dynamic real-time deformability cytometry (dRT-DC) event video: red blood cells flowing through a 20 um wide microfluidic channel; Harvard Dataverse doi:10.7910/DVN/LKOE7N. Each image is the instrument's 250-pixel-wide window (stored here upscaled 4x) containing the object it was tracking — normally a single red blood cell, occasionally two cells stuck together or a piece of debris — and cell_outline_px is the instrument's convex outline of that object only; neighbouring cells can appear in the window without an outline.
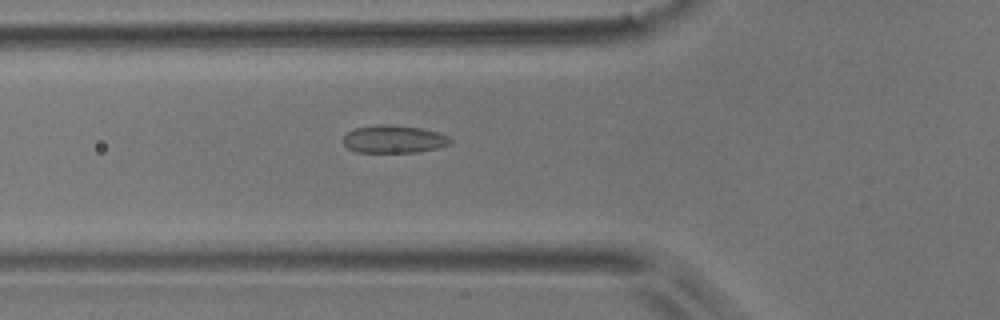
{"species": "common noctule bat (a hibernating species)", "species_latin": "Nyctalus noctula", "temperature_condition": "room temperature", "stored_images_in_passage": 46, "camera_frame_rate_fps": 3000, "um_per_image_px": 0.085, "animal": {"sex": "male", "body_mass_g": 17.9}, "frame": {"image": 1, "passage_image": 16, "time_ms": 5.0, "image_size_px": [1000, 320], "cell_outline_px": [[452, 140], [448, 144], [436, 148], [420, 152], [356, 152], [348, 148], [340, 140], [348, 132], [356, 128], [376, 124], [392, 124], [420, 128], [436, 132], [448, 136]], "centroid_in_image_um": [33.43, 11.82], "position_along_channel_um": 92.4, "area_um2": 17.34}}
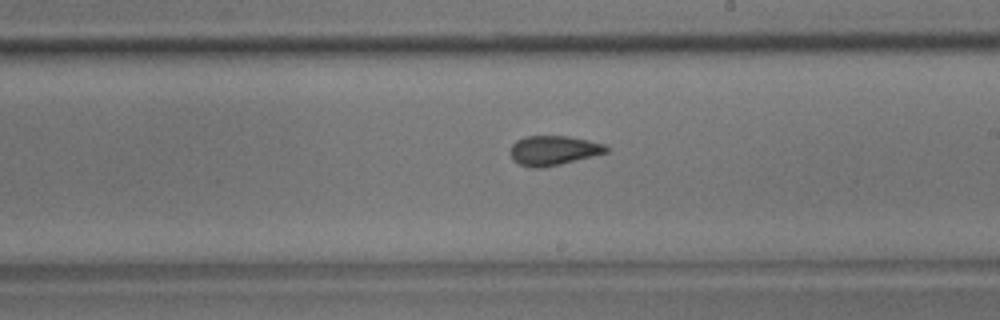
{"frame": {"image": 2, "passage_image": 28, "time_ms": 9.0, "image_size_px": [1000, 320], "cell_outline_px": [[608, 152], [544, 168], [532, 168], [520, 164], [512, 160], [512, 144], [516, 140], [524, 136], [568, 136], [588, 140], [604, 144], [608, 148]], "centroid_in_image_um": [47.03, 12.78], "position_along_channel_um": 242.0, "area_um2": 16.42}}
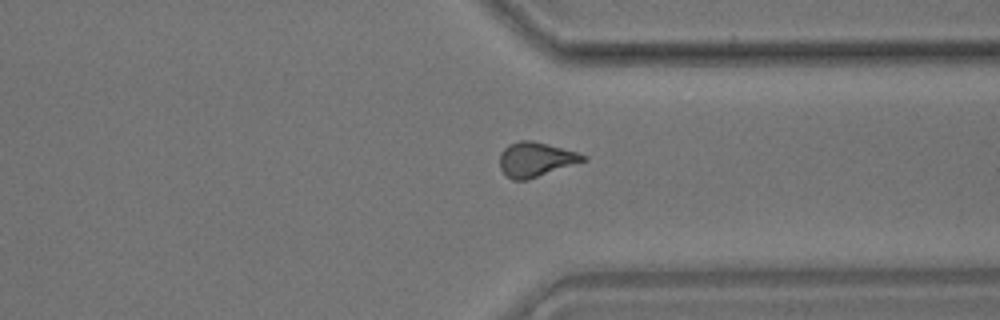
{"frame": {"image": 3, "passage_image": 38, "time_ms": 12.333, "image_size_px": [1000, 320], "cell_outline_px": [[588, 160], [528, 180], [512, 180], [500, 168], [500, 152], [508, 144], [520, 140], [532, 140], [576, 152], [588, 156]], "centroid_in_image_um": [45.54, 13.55], "position_along_channel_um": 365.9, "area_um2": 16.82}, "authors_computed_cell_mechanics": {"area_um2": 16.762, "velocity_mm_per_s": 3.7265, "shape_relaxation_time_tau1_ms": null, "shape_relaxation_time_tau2_ms": 2.0712, "deformation_change_tau1": null, "deformation_change_tau2": 0.075}}